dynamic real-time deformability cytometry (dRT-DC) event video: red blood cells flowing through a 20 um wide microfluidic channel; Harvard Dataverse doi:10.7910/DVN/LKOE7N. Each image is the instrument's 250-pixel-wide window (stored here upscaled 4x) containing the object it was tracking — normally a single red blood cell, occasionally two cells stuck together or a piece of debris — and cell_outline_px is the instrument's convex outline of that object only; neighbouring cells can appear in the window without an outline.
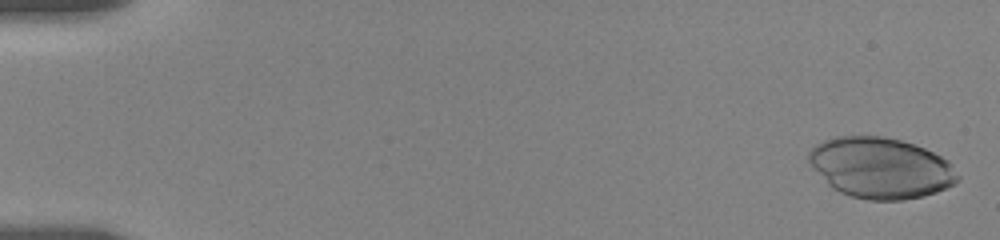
{"species": "human", "species_latin": "Homo sapiens", "temperature_condition": "room temperature", "stored_images_in_passage": 20, "camera_frame_rate_fps": 3000, "um_per_image_px": 0.085, "donor": {"sex": "female"}, "frame": {"image": 1, "passage_image": 2, "time_ms": 0.333, "image_size_px": [1000, 240], "cell_outline_px": [[960, 180], [936, 192], [924, 196], [904, 200], [868, 200], [852, 196], [840, 192], [832, 188], [812, 168], [808, 160], [808, 152], [816, 144], [824, 140], [836, 136], [880, 136], [900, 140], [916, 144], [948, 160], [952, 164], [960, 176]], "centroid_in_image_um": [74.86, 14.27], "position_along_channel_um": 10.1, "area_um2": 52.89}}
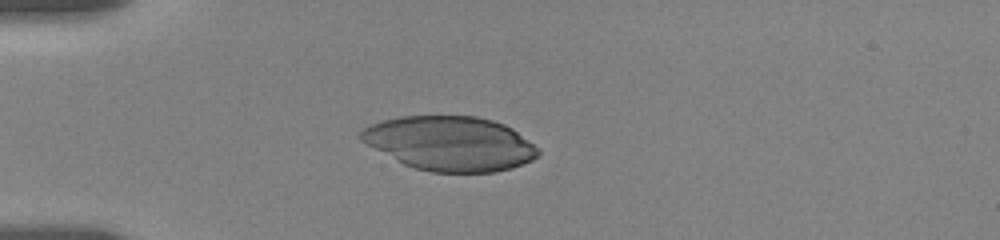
{"frame": {"image": 2, "passage_image": 19, "time_ms": 5.0, "image_size_px": [1000, 240], "cell_outline_px": [[540, 152], [532, 160], [512, 168], [496, 172], [432, 172], [416, 168], [404, 164], [360, 140], [360, 132], [364, 128], [372, 124], [384, 120], [400, 116], [476, 116], [492, 120], [504, 124], [512, 128], [540, 148]], "centroid_in_image_um": [38.3, 12.19], "position_along_channel_um": 46.7, "area_um2": 55.89}}